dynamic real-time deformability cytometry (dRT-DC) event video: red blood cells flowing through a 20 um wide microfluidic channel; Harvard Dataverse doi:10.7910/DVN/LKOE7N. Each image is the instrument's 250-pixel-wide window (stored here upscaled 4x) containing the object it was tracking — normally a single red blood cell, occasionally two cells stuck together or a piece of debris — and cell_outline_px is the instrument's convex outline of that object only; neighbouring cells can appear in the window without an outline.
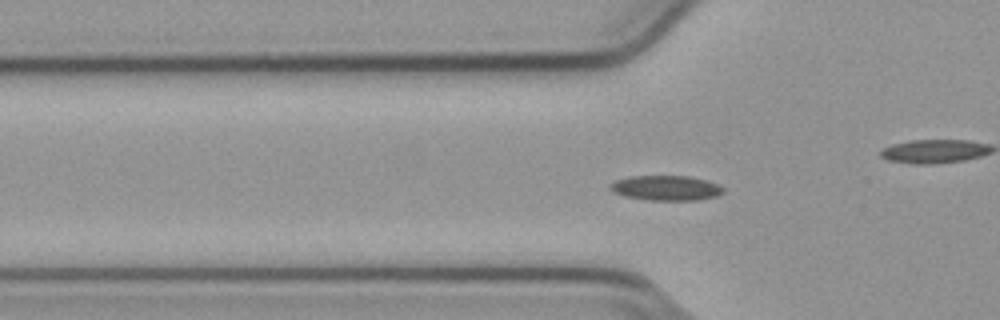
{"species": "common noctule bat (a hibernating species)", "species_latin": "Nyctalus noctula", "temperature_condition": "cold", "stored_images_in_passage": 43, "camera_frame_rate_fps": 3000, "um_per_image_px": 0.085, "animal": {"sex": "male", "body_mass_g": 23.1, "forearm_length_mm": 52.7}, "frame": {"image": 1, "passage_image": 5, "time_ms": 1.333, "image_size_px": [1000, 320], "cell_outline_px": [[724, 192], [716, 196], [696, 200], [648, 200], [624, 196], [612, 192], [608, 188], [616, 180], [632, 176], [688, 176], [708, 180], [724, 188]], "centroid_in_image_um": [56.61, 15.98], "position_along_channel_um": 69.2, "area_um2": 16.42}}
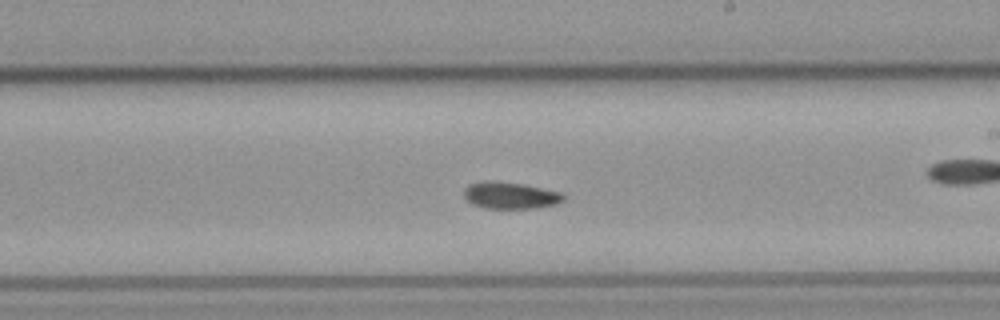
{"frame": {"image": 2, "passage_image": 19, "time_ms": 6.0, "image_size_px": [1000, 320], "cell_outline_px": [[564, 200], [556, 204], [536, 208], [484, 208], [472, 204], [464, 196], [464, 188], [468, 184], [484, 180], [492, 180], [524, 184], [560, 192], [564, 196]], "centroid_in_image_um": [43.34, 16.6], "position_along_channel_um": 245.7, "area_um2": 15.61}}
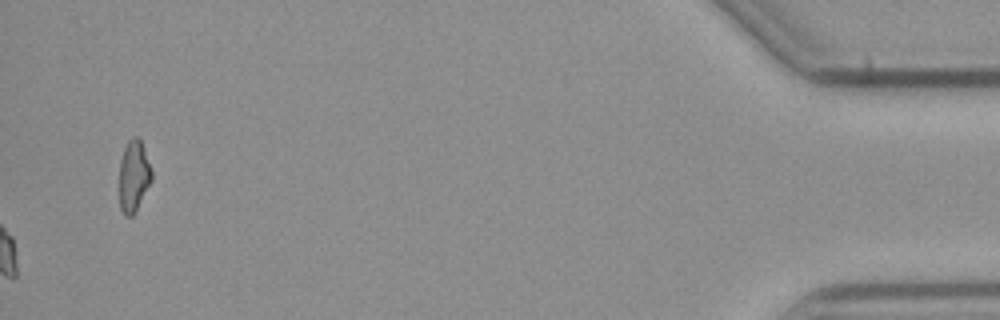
{"frame": {"image": 3, "passage_image": 43, "time_ms": 14.0, "image_size_px": [1000, 320], "cell_outline_px": [[152, 180], [132, 216], [124, 216], [120, 208], [120, 160], [124, 148], [128, 140], [132, 136], [136, 136], [140, 140], [152, 172]], "centroid_in_image_um": [11.35, 14.96], "position_along_channel_um": 423.9, "area_um2": 13.18}, "authors_computed_cell_mechanics": {"area_um2": 15.4326, "velocity_mm_per_s": 3.7658, "shape_relaxation_time_tau1_ms": 11.0811, "shape_relaxation_time_tau2_ms": 6.4867, "deformation_change_tau1": 0.1501, "deformation_change_tau2": 0.0736}}